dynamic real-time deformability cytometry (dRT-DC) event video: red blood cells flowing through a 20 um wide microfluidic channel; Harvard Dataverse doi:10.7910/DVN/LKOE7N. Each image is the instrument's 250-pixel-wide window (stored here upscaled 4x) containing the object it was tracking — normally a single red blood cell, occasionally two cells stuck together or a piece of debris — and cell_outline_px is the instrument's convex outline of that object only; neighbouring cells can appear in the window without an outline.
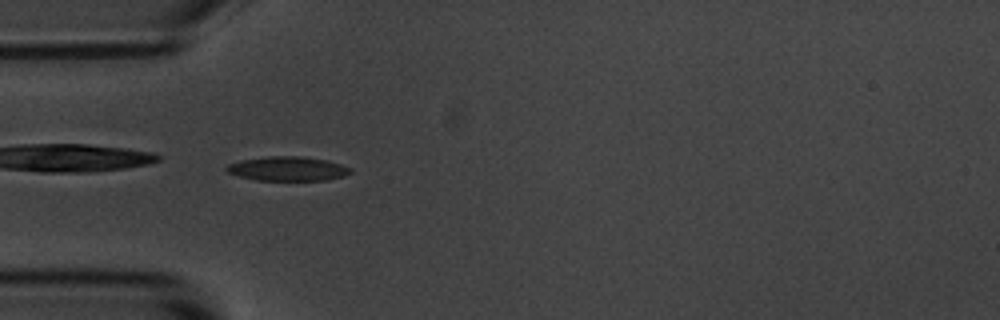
{"species": "common noctule bat (a hibernating species)", "species_latin": "Nyctalus noctula", "temperature_condition": "room temperature", "stored_images_in_passage": 5, "camera_frame_rate_fps": 3000, "um_per_image_px": 0.085, "animal": {"sex": "male", "body_mass_g": 20.1, "forearm_length_mm": 53.5}, "frame": {"image": 1, "passage_image": 5, "time_ms": 1.333, "image_size_px": [1000, 320], "cell_outline_px": [[352, 172], [344, 176], [324, 180], [256, 180], [240, 176], [228, 172], [224, 168], [228, 164], [240, 160], [268, 156], [304, 156], [324, 160], [340, 164], [352, 168]], "centroid_in_image_um": [24.45, 14.33], "position_along_channel_um": 60.6, "area_um2": 17.46}}